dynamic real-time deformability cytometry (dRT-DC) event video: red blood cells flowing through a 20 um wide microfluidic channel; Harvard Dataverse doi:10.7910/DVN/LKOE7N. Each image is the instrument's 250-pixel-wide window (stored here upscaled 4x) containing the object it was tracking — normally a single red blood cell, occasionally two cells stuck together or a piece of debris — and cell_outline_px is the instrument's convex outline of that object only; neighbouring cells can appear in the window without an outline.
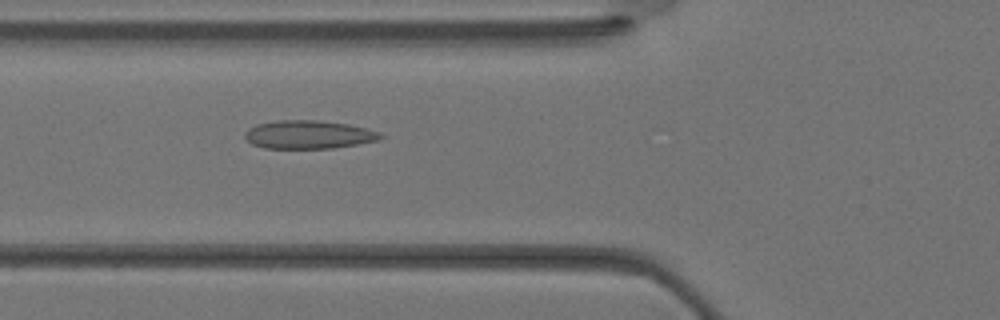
{"species": "Egyptian fruit bat (a non-hibernating species)", "species_latin": "Rousettus aegyptiacus", "temperature_condition": "warm", "stored_images_in_passage": 26, "camera_frame_rate_fps": 3000, "um_per_image_px": 0.085, "animal": {"sex": "female"}, "frame": {"image": 1, "passage_image": 4, "time_ms": 1.0, "image_size_px": [1000, 320], "cell_outline_px": [[384, 136], [380, 140], [332, 148], [264, 148], [252, 144], [244, 136], [244, 132], [248, 128], [256, 124], [276, 120], [316, 120], [348, 124], [368, 128], [380, 132]], "centroid_in_image_um": [26.23, 11.43], "position_along_channel_um": 99.6, "area_um2": 22.48}}
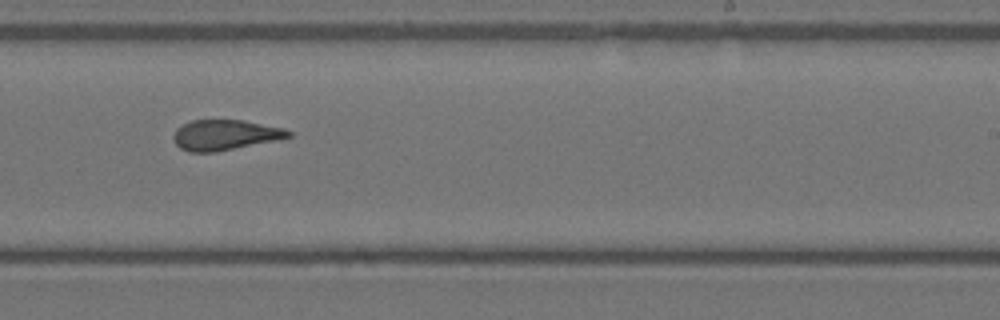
{"frame": {"image": 2, "passage_image": 13, "time_ms": 4.0, "image_size_px": [1000, 320], "cell_outline_px": [[292, 136], [280, 140], [216, 152], [188, 152], [180, 148], [172, 140], [172, 136], [176, 128], [192, 120], [244, 120], [284, 128], [292, 132]], "centroid_in_image_um": [19.14, 11.48], "position_along_channel_um": 269.9, "area_um2": 20.63}}
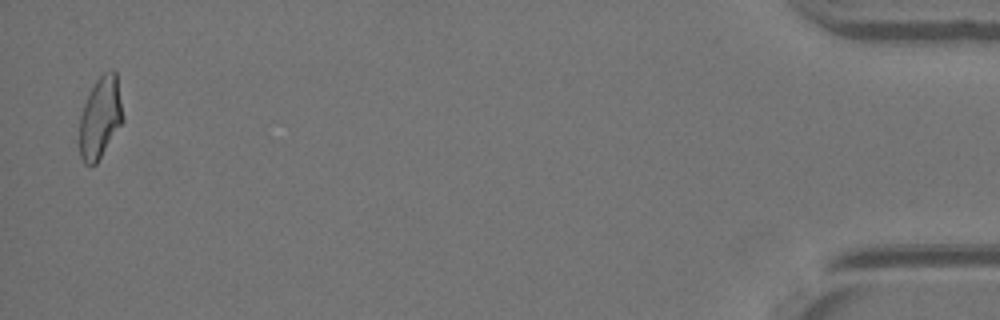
{"frame": {"image": 3, "passage_image": 26, "time_ms": 8.333, "image_size_px": [1000, 320], "cell_outline_px": [[124, 120], [96, 164], [84, 164], [80, 156], [80, 112], [96, 80], [104, 72], [112, 68], [116, 72], [124, 116]], "centroid_in_image_um": [8.54, 9.97], "position_along_channel_um": 426.7, "area_um2": 20.58}}